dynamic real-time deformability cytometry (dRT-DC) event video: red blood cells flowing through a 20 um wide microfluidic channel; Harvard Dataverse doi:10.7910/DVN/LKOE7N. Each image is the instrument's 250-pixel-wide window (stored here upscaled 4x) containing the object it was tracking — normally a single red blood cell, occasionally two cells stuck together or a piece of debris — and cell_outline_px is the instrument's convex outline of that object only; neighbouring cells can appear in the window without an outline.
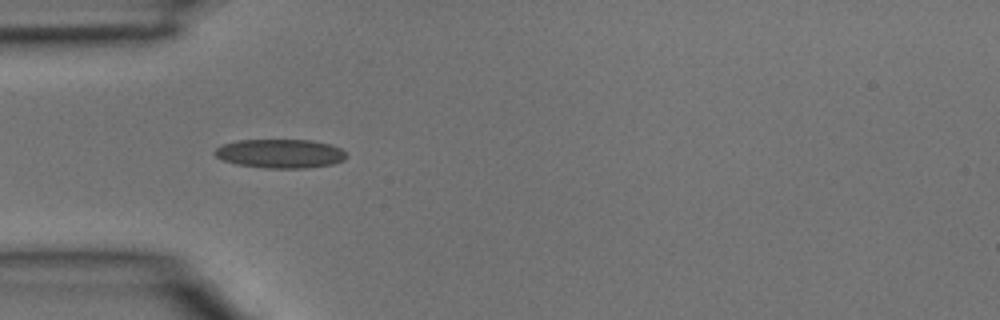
{"species": "common noctule bat (a hibernating species)", "species_latin": "Nyctalus noctula", "temperature_condition": "room temperature", "stored_images_in_passage": 1, "camera_frame_rate_fps": 3000, "um_per_image_px": 0.085, "animal": {"sex": "male", "body_mass_g": 15.6}, "frame": {"image": 1, "passage_image": 1, "time_ms": 0.0, "image_size_px": [1000, 320], "cell_outline_px": [[348, 156], [344, 160], [332, 164], [304, 168], [264, 168], [236, 164], [224, 160], [216, 156], [212, 152], [216, 148], [224, 144], [240, 140], [312, 140], [332, 144], [340, 148]], "centroid_in_image_um": [23.84, 13.05], "position_along_channel_um": 61.2, "area_um2": 22.2}}